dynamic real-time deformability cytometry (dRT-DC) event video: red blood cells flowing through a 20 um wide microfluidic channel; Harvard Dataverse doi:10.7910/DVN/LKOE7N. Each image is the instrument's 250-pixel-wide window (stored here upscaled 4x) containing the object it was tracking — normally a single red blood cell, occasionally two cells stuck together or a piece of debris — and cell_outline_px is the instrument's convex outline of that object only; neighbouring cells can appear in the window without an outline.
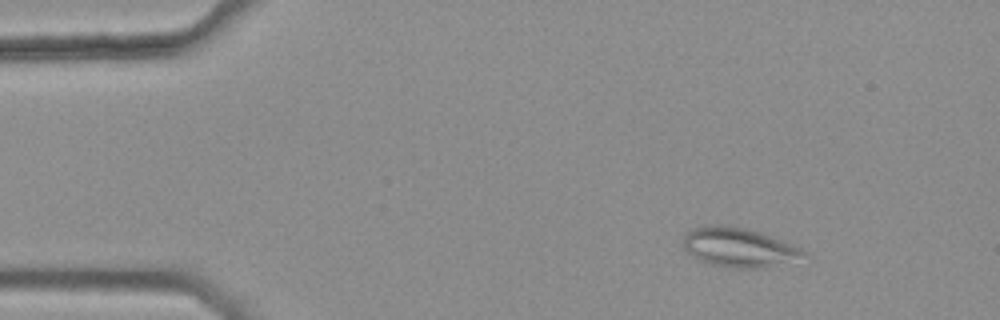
{"species": "common noctule bat (a hibernating species)", "species_latin": "Nyctalus noctula", "temperature_condition": "warm", "stored_images_in_passage": 3, "camera_frame_rate_fps": 3000, "um_per_image_px": 0.085, "animal": {"sex": "female", "body_mass_g": 25.1}, "frame": {"image": 1, "passage_image": 1, "time_ms": 0.0, "image_size_px": [1000, 320], "cell_outline_px": [[808, 256], [764, 268], [732, 268], [712, 264], [700, 260], [692, 256], [684, 248], [684, 236], [692, 228], [712, 224], [728, 224], [760, 232], [772, 236], [800, 248]], "centroid_in_image_um": [62.78, 21.01], "position_along_channel_um": 22.2, "area_um2": 27.4}}